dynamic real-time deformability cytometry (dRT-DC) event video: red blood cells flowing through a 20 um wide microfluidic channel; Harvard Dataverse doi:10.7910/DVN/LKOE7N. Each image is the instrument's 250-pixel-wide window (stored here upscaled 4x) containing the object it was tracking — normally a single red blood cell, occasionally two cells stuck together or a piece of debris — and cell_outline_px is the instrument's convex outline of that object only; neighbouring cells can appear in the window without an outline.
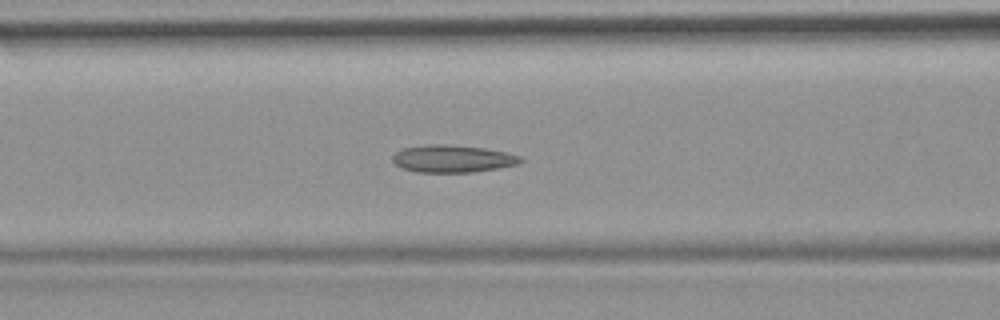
{"species": "common noctule bat (a hibernating species)", "species_latin": "Nyctalus noctula", "temperature_condition": "room temperature", "stored_images_in_passage": 46, "camera_frame_rate_fps": 3000, "um_per_image_px": 0.085, "animal": {"sex": "female", "body_mass_g": 19.9}, "frame": {"image": 1, "passage_image": 14, "time_ms": 4.333, "image_size_px": [1000, 320], "cell_outline_px": [[524, 160], [516, 164], [500, 168], [472, 172], [416, 172], [400, 168], [392, 160], [392, 156], [396, 152], [404, 148], [424, 144], [444, 144], [484, 148], [508, 152], [520, 156]], "centroid_in_image_um": [38.46, 13.49], "position_along_channel_um": 128.1, "area_um2": 20.52}, "authors_computed_cell_mechanics": {"area_um2": 20.6346, "velocity_mm_per_s": 3.7823, "shape_relaxation_time_tau1_ms": null, "shape_relaxation_time_tau2_ms": 3.6465, "deformation_change_tau1": null, "deformation_change_tau2": 0.1067}}